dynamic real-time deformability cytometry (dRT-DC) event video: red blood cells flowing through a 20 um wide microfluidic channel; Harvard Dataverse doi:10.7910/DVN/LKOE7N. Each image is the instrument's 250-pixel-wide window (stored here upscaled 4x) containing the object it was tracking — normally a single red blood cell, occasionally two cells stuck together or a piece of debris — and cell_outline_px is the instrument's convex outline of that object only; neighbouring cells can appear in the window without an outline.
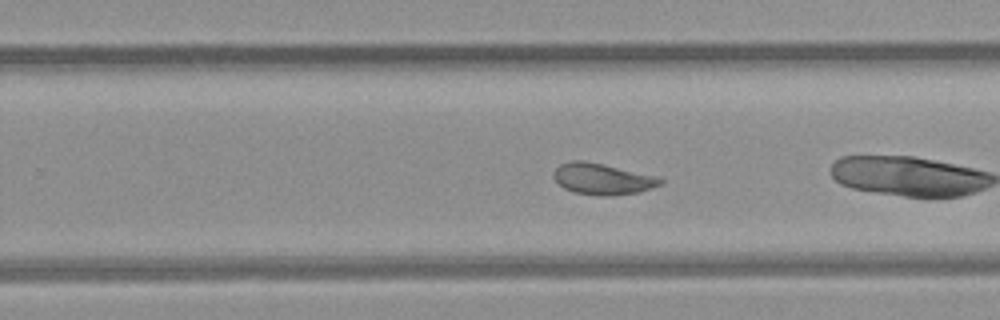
{"species": "common noctule bat (a hibernating species)", "species_latin": "Nyctalus noctula", "temperature_condition": "room temperature", "stored_images_in_passage": 53, "camera_frame_rate_fps": 3000, "um_per_image_px": 0.085, "animal": {"sex": "female", "body_mass_g": 21.9}, "frame": {"image": 1, "passage_image": 32, "time_ms": 10.333, "image_size_px": [1000, 320], "cell_outline_px": [[664, 184], [640, 192], [608, 196], [596, 196], [572, 192], [564, 188], [552, 176], [552, 172], [560, 164], [572, 160], [584, 160], [604, 164], [660, 176], [664, 180]], "centroid_in_image_um": [51.25, 15.21], "position_along_channel_um": 278.6, "area_um2": 19.88}, "authors_computed_cell_mechanics": {"area_um2": 23.0622, "velocity_mm_per_s": 3.8392, "shape_relaxation_time_tau1_ms": 8.1001, "shape_relaxation_time_tau2_ms": 1.6213, "deformation_change_tau1": 0.1462, "deformation_change_tau2": 0.0626}}